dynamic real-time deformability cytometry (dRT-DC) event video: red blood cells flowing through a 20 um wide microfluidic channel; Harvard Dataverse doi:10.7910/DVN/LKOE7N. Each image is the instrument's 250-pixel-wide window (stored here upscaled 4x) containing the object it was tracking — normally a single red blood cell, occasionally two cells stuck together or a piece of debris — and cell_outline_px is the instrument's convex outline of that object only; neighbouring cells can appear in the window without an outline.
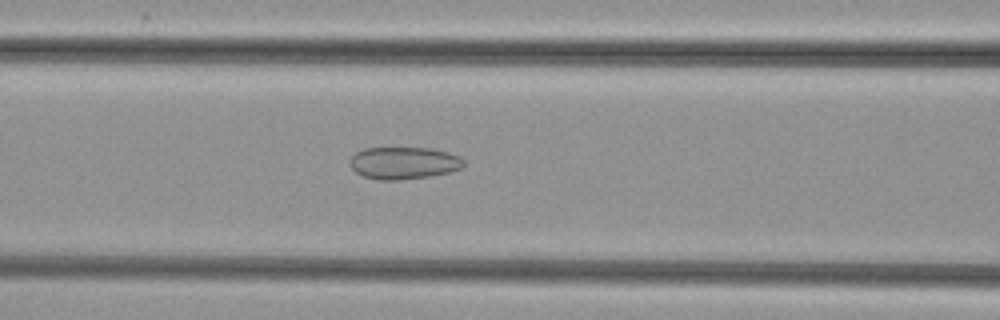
{"species": "common noctule bat (a hibernating species)", "species_latin": "Nyctalus noctula", "temperature_condition": "cold", "stored_images_in_passage": 29, "camera_frame_rate_fps": 3000, "um_per_image_px": 0.085, "animal": {"sex": "female", "body_mass_g": 29.2, "forearm_length_mm": 56.3}, "frame": {"image": 1, "passage_image": 6, "time_ms": 1.667, "image_size_px": [1000, 320], "cell_outline_px": [[464, 164], [460, 168], [448, 172], [428, 176], [400, 180], [380, 180], [364, 176], [356, 172], [348, 164], [348, 160], [356, 152], [364, 148], [432, 148], [448, 152], [460, 156], [464, 160]], "centroid_in_image_um": [34.29, 13.84], "position_along_channel_um": 132.3, "area_um2": 21.39}}
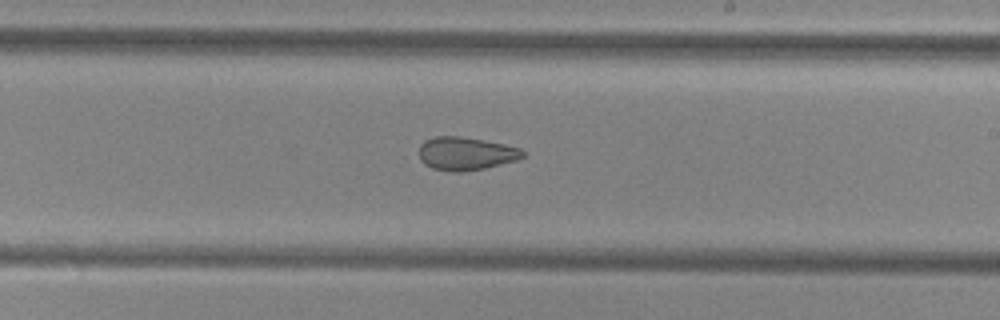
{"frame": {"image": 2, "passage_image": 15, "time_ms": 4.667, "image_size_px": [1000, 320], "cell_outline_px": [[524, 156], [516, 160], [484, 168], [460, 172], [452, 172], [432, 168], [424, 164], [420, 160], [420, 144], [424, 140], [436, 136], [460, 136], [504, 144], [520, 148], [524, 152]], "centroid_in_image_um": [39.56, 13.05], "position_along_channel_um": 249.4, "area_um2": 19.94}}
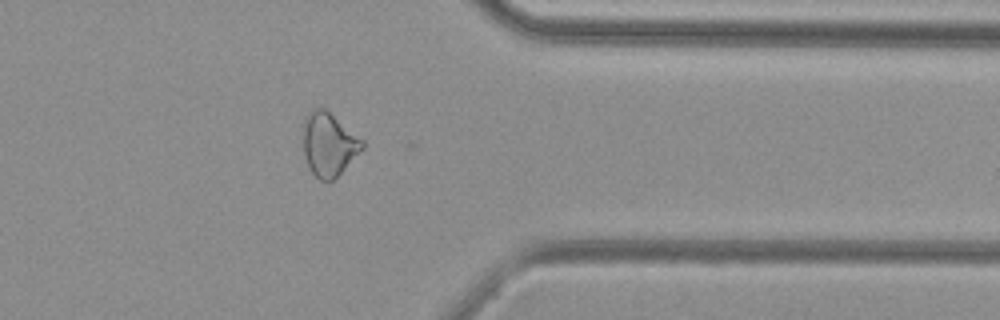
{"frame": {"image": 3, "passage_image": 26, "time_ms": 8.333, "image_size_px": [1000, 320], "cell_outline_px": [[364, 148], [332, 180], [320, 180], [312, 172], [308, 164], [304, 152], [300, 136], [304, 116], [308, 112], [316, 108], [324, 108], [364, 140]], "centroid_in_image_um": [27.9, 12.22], "position_along_channel_um": 383.5, "area_um2": 21.91}}